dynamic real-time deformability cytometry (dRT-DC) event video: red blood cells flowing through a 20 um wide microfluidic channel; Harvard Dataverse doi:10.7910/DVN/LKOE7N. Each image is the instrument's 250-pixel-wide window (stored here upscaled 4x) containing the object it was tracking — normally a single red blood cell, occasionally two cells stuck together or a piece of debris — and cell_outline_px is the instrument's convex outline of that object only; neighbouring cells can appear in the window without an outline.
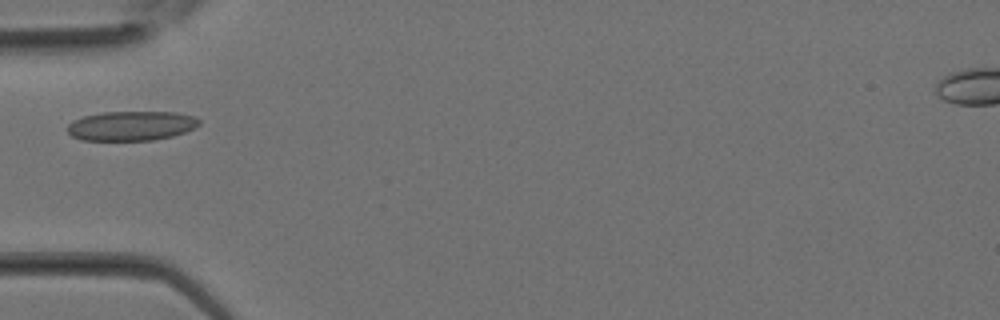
{"species": "Egyptian fruit bat (a non-hibernating species)", "species_latin": "Rousettus aegyptiacus", "temperature_condition": "room temperature", "stored_images_in_passage": 18, "camera_frame_rate_fps": 3000, "um_per_image_px": 0.085, "animal": {"sex": "female"}, "frame": {"image": 1, "passage_image": 7, "time_ms": 2.0, "image_size_px": [1000, 320], "cell_outline_px": [[200, 124], [184, 132], [172, 136], [152, 140], [80, 140], [72, 136], [68, 132], [68, 124], [72, 120], [84, 116], [104, 112], [176, 112], [196, 116], [200, 120]], "centroid_in_image_um": [11.16, 10.69], "position_along_channel_um": 73.8, "area_um2": 22.66}}
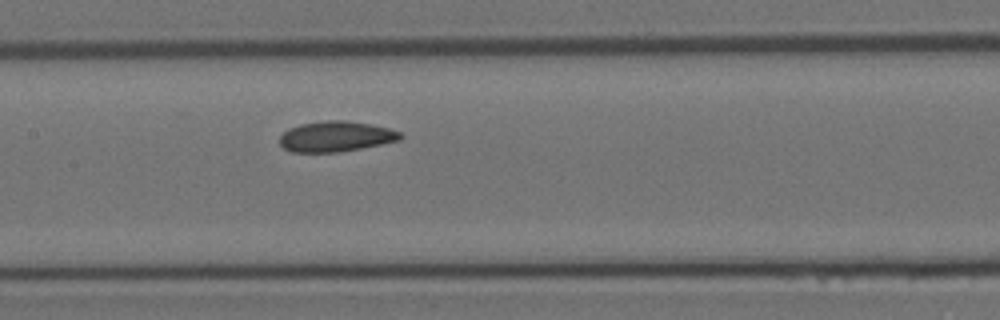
{"frame": {"image": 2, "passage_image": 12, "time_ms": 3.667, "image_size_px": [1000, 320], "cell_outline_px": [[404, 136], [400, 140], [340, 152], [288, 152], [280, 144], [280, 136], [288, 128], [300, 124], [328, 120], [344, 120], [372, 124], [388, 128], [400, 132]], "centroid_in_image_um": [28.53, 11.6], "position_along_channel_um": 178.9, "area_um2": 21.44}}
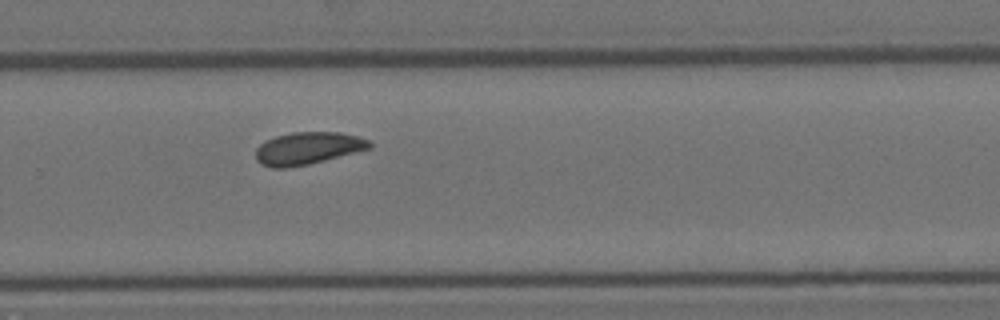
{"frame": {"image": 3, "passage_image": 18, "time_ms": 5.667, "image_size_px": [1000, 320], "cell_outline_px": [[372, 148], [308, 164], [288, 168], [272, 168], [260, 164], [256, 160], [256, 148], [260, 144], [276, 136], [292, 132], [340, 132], [356, 136], [368, 140], [372, 144]], "centroid_in_image_um": [26.14, 12.61], "position_along_channel_um": 303.7, "area_um2": 21.39}}